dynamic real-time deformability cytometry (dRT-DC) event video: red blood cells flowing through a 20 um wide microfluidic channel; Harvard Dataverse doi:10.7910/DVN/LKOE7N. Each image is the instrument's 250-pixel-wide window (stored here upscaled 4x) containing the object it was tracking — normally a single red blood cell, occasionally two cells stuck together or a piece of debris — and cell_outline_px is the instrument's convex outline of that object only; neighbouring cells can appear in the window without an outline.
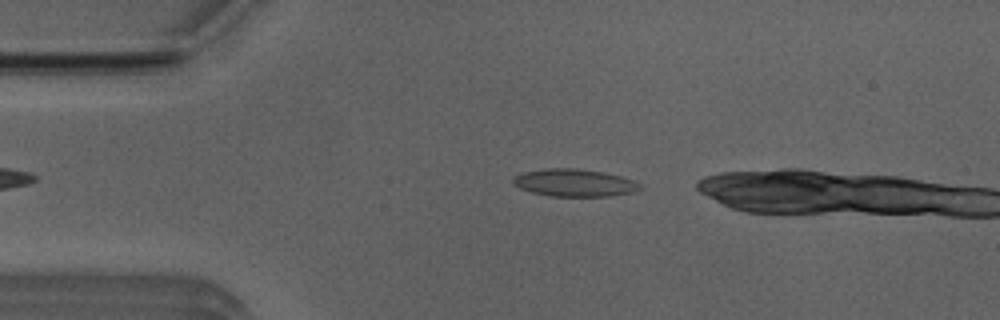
{"species": "Egyptian fruit bat (a non-hibernating species)", "species_latin": "Rousettus aegyptiacus", "temperature_condition": "room temperature", "stored_images_in_passage": 3, "camera_frame_rate_fps": 3000, "um_per_image_px": 0.085, "animal": {"sex": "male"}, "frame": {"image": 1, "passage_image": 1, "time_ms": 0.0, "image_size_px": [1000, 320], "cell_outline_px": [[644, 188], [636, 192], [608, 196], [548, 196], [532, 192], [520, 188], [512, 184], [512, 176], [524, 172], [544, 168], [576, 168], [600, 172], [620, 176], [632, 180], [640, 184]], "centroid_in_image_um": [48.8, 15.54], "position_along_channel_um": 36.2, "area_um2": 20.4}}